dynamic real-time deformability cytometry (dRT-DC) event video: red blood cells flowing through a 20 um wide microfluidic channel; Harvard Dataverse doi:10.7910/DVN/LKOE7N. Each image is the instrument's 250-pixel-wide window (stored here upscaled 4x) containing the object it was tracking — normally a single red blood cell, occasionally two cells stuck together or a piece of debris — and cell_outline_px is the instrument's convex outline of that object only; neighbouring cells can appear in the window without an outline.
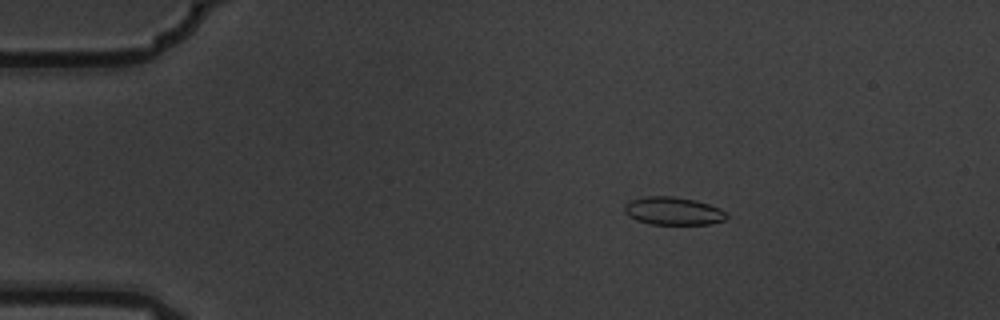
{"species": "common noctule bat (a hibernating species)", "species_latin": "Nyctalus noctula", "temperature_condition": "warm", "stored_images_in_passage": 4, "camera_frame_rate_fps": 3000, "um_per_image_px": 0.085, "animal": {"sex": "male", "body_mass_g": 19.5, "forearm_length_mm": 54.6}, "frame": {"image": 1, "passage_image": 2, "time_ms": 0.333, "image_size_px": [1000, 320], "cell_outline_px": [[728, 216], [724, 220], [708, 224], [648, 224], [636, 220], [628, 216], [624, 212], [624, 204], [628, 200], [644, 196], [672, 196], [696, 200], [720, 208]], "centroid_in_image_um": [57.16, 17.92], "position_along_channel_um": 27.8, "area_um2": 16.76}}